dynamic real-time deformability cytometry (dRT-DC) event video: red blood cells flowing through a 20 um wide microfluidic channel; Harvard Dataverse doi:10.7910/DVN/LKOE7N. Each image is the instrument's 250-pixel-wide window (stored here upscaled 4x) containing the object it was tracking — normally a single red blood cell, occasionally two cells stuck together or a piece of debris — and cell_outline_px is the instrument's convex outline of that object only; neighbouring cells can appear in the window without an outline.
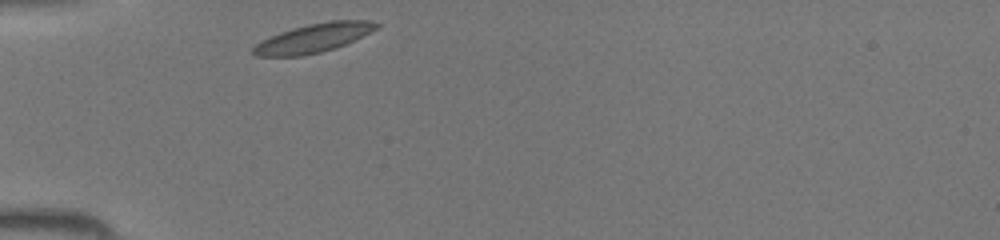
{"species": "common noctule bat (a hibernating species)", "species_latin": "Nyctalus noctula", "temperature_condition": "room temperature", "stored_images_in_passage": 25, "camera_frame_rate_fps": 3000, "um_per_image_px": 0.085, "animal": {"sex": "female", "body_mass_g": 19.5, "forearm_length_mm": 54.1}, "frame": {"image": 1, "passage_image": 1, "time_ms": 0.0, "image_size_px": [1000, 240], "cell_outline_px": [[380, 28], [336, 48], [304, 56], [256, 56], [252, 52], [252, 48], [260, 40], [280, 32], [292, 28], [308, 24], [332, 20], [368, 20], [380, 24]], "centroid_in_image_um": [26.66, 3.23], "position_along_channel_um": 58.3, "area_um2": 20.81}}
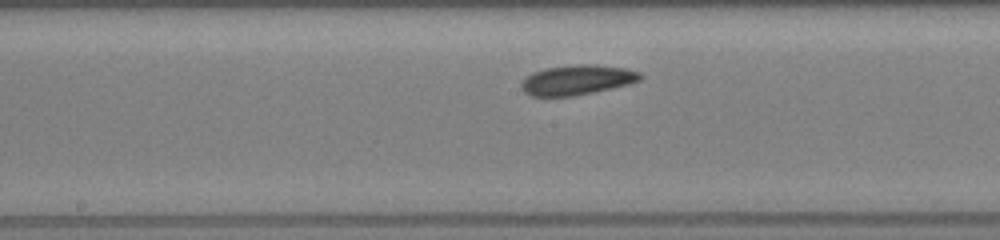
{"frame": {"image": 2, "passage_image": 11, "time_ms": 3.333, "image_size_px": [1000, 240], "cell_outline_px": [[644, 76], [640, 80], [632, 84], [596, 92], [572, 96], [528, 96], [520, 88], [520, 84], [532, 72], [544, 68], [576, 64], [596, 64], [624, 68], [640, 72]], "centroid_in_image_um": [49.08, 6.79], "position_along_channel_um": 199.1, "area_um2": 21.1}}
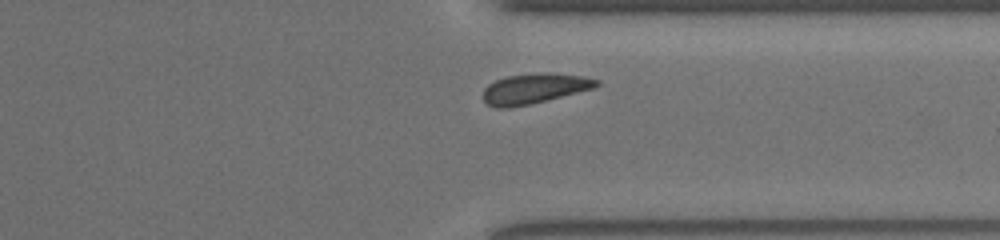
{"frame": {"image": 3, "passage_image": 22, "time_ms": 7.0, "image_size_px": [1000, 240], "cell_outline_px": [[600, 84], [596, 88], [532, 104], [508, 108], [496, 108], [488, 104], [484, 100], [484, 88], [488, 84], [496, 80], [508, 76], [540, 72], [548, 72], [584, 76], [600, 80]], "centroid_in_image_um": [45.47, 7.52], "position_along_channel_um": 365.9, "area_um2": 20.17}}